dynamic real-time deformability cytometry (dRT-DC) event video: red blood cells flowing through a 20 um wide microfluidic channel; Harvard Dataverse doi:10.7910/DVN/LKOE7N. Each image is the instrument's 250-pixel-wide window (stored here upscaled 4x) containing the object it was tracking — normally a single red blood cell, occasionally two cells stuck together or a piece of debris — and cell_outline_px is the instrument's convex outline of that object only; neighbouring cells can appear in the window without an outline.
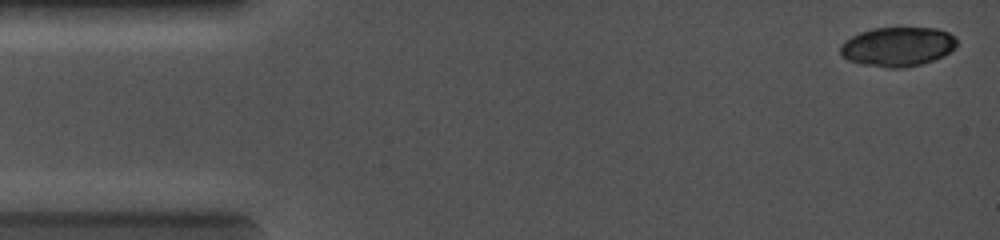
{"species": "common noctule bat (a hibernating species)", "species_latin": "Nyctalus noctula", "temperature_condition": "cold", "stored_images_in_passage": 16, "camera_frame_rate_fps": 5000, "um_per_image_px": 0.085, "animal": {"sex": "female", "body_mass_g": 19.0, "forearm_length_mm": 56.7}, "frame": {"image": 1, "passage_image": 2, "time_ms": 0.2, "image_size_px": [1000, 240], "cell_outline_px": [[956, 44], [944, 56], [920, 64], [900, 68], [888, 68], [864, 64], [848, 60], [840, 52], [840, 44], [844, 40], [860, 32], [872, 28], [936, 28], [948, 32], [956, 36]], "centroid_in_image_um": [76.28, 3.95], "position_along_channel_um": 8.7, "area_um2": 26.53}}
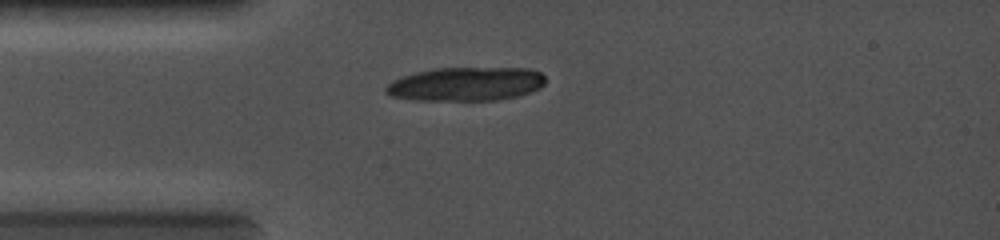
{"frame": {"image": 2, "passage_image": 15, "time_ms": 3.2, "image_size_px": [1000, 240], "cell_outline_px": [[544, 84], [540, 88], [516, 96], [496, 100], [412, 100], [392, 96], [384, 92], [384, 88], [392, 80], [416, 72], [436, 68], [528, 68], [540, 72], [544, 76]], "centroid_in_image_um": [39.58, 7.14], "position_along_channel_um": 45.4, "area_um2": 31.33}}